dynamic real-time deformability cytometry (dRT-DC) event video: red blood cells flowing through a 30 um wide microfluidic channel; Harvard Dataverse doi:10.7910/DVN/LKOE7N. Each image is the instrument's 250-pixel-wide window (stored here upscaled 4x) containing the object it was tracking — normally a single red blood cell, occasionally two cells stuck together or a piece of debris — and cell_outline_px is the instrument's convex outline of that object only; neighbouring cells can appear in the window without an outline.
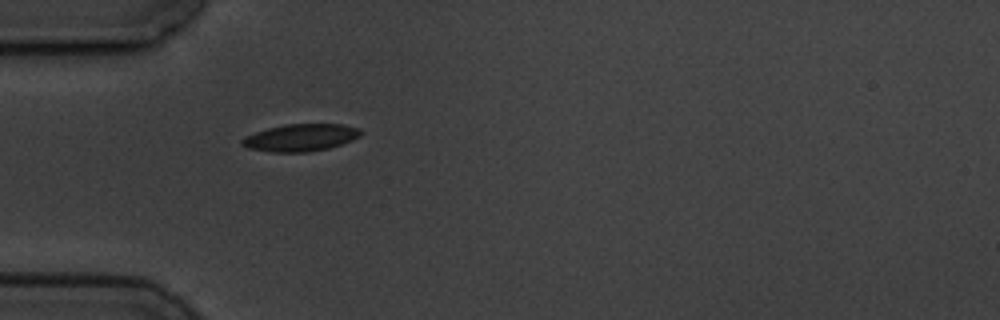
{"species": "common noctule bat (a hibernating species)", "species_latin": "Nyctalus noctula", "temperature_condition": "cold", "stored_images_in_passage": 1, "camera_frame_rate_fps": 3000, "um_per_image_px": 0.085, "animal": {"sex": "male", "body_mass_g": 19.5, "forearm_length_mm": 54.6}, "frame": {"image": 1, "passage_image": 1, "time_ms": 0.0, "image_size_px": [1000, 320], "cell_outline_px": [[364, 132], [360, 136], [352, 140], [328, 148], [308, 152], [272, 152], [248, 148], [240, 144], [240, 140], [244, 136], [268, 128], [284, 124], [340, 124], [360, 128]], "centroid_in_image_um": [25.55, 11.69], "position_along_channel_um": 59.5, "area_um2": 18.9}}